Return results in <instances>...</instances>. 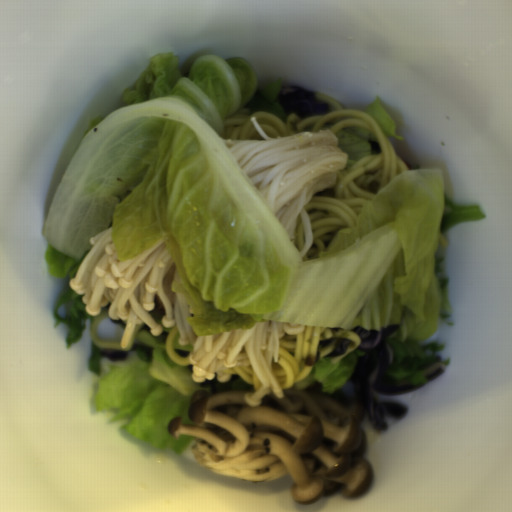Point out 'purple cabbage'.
Masks as SVG:
<instances>
[{"label":"purple cabbage","mask_w":512,"mask_h":512,"mask_svg":"<svg viewBox=\"0 0 512 512\" xmlns=\"http://www.w3.org/2000/svg\"><path fill=\"white\" fill-rule=\"evenodd\" d=\"M399 328L398 322L378 331L357 325L354 328L359 337L358 350L365 352V355L360 356L348 380L352 388L351 401L361 404V414L379 432L386 429L383 423L385 414L399 417L406 413V406L379 402L374 391L397 394L424 385L395 379L388 373L389 365L395 361L394 349L388 340Z\"/></svg>","instance_id":"obj_1"},{"label":"purple cabbage","mask_w":512,"mask_h":512,"mask_svg":"<svg viewBox=\"0 0 512 512\" xmlns=\"http://www.w3.org/2000/svg\"><path fill=\"white\" fill-rule=\"evenodd\" d=\"M273 103L281 105L285 113H295L302 119L326 114L329 110V103L319 100L316 92L291 85H282Z\"/></svg>","instance_id":"obj_2"},{"label":"purple cabbage","mask_w":512,"mask_h":512,"mask_svg":"<svg viewBox=\"0 0 512 512\" xmlns=\"http://www.w3.org/2000/svg\"><path fill=\"white\" fill-rule=\"evenodd\" d=\"M437 365L429 366L423 370V376L430 382L434 377L442 373L444 362L442 357H436Z\"/></svg>","instance_id":"obj_3"},{"label":"purple cabbage","mask_w":512,"mask_h":512,"mask_svg":"<svg viewBox=\"0 0 512 512\" xmlns=\"http://www.w3.org/2000/svg\"><path fill=\"white\" fill-rule=\"evenodd\" d=\"M129 352H119L110 349H101V357L114 360V361H123L127 360Z\"/></svg>","instance_id":"obj_4"},{"label":"purple cabbage","mask_w":512,"mask_h":512,"mask_svg":"<svg viewBox=\"0 0 512 512\" xmlns=\"http://www.w3.org/2000/svg\"><path fill=\"white\" fill-rule=\"evenodd\" d=\"M368 144L370 145V147L375 150L376 152H381V145H380V141H374V140H370L369 139V142Z\"/></svg>","instance_id":"obj_5"}]
</instances>
